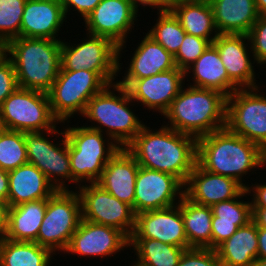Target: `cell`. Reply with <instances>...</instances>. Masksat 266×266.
<instances>
[{
    "label": "cell",
    "mask_w": 266,
    "mask_h": 266,
    "mask_svg": "<svg viewBox=\"0 0 266 266\" xmlns=\"http://www.w3.org/2000/svg\"><path fill=\"white\" fill-rule=\"evenodd\" d=\"M139 166L164 172L186 183L197 159V139L166 125L152 130L144 125L125 147Z\"/></svg>",
    "instance_id": "obj_1"
},
{
    "label": "cell",
    "mask_w": 266,
    "mask_h": 266,
    "mask_svg": "<svg viewBox=\"0 0 266 266\" xmlns=\"http://www.w3.org/2000/svg\"><path fill=\"white\" fill-rule=\"evenodd\" d=\"M196 163L210 173L236 180L247 189L249 184L245 185L242 177L256 167H264L266 152L225 127L197 139Z\"/></svg>",
    "instance_id": "obj_2"
},
{
    "label": "cell",
    "mask_w": 266,
    "mask_h": 266,
    "mask_svg": "<svg viewBox=\"0 0 266 266\" xmlns=\"http://www.w3.org/2000/svg\"><path fill=\"white\" fill-rule=\"evenodd\" d=\"M184 87L163 114L165 125L196 139L225 128L227 97L212 89Z\"/></svg>",
    "instance_id": "obj_3"
},
{
    "label": "cell",
    "mask_w": 266,
    "mask_h": 266,
    "mask_svg": "<svg viewBox=\"0 0 266 266\" xmlns=\"http://www.w3.org/2000/svg\"><path fill=\"white\" fill-rule=\"evenodd\" d=\"M61 42L17 37L5 44V55L12 61L20 88L45 93L50 90L61 67Z\"/></svg>",
    "instance_id": "obj_4"
},
{
    "label": "cell",
    "mask_w": 266,
    "mask_h": 266,
    "mask_svg": "<svg viewBox=\"0 0 266 266\" xmlns=\"http://www.w3.org/2000/svg\"><path fill=\"white\" fill-rule=\"evenodd\" d=\"M132 103L135 102L125 87L117 82L107 85L88 101L82 116L92 125L86 127L105 132L114 143L125 148L145 125L130 109Z\"/></svg>",
    "instance_id": "obj_5"
},
{
    "label": "cell",
    "mask_w": 266,
    "mask_h": 266,
    "mask_svg": "<svg viewBox=\"0 0 266 266\" xmlns=\"http://www.w3.org/2000/svg\"><path fill=\"white\" fill-rule=\"evenodd\" d=\"M64 132L68 142L72 184L76 183L78 188L82 182L96 183L110 158L119 150V145L105 133L86 125L69 126Z\"/></svg>",
    "instance_id": "obj_6"
},
{
    "label": "cell",
    "mask_w": 266,
    "mask_h": 266,
    "mask_svg": "<svg viewBox=\"0 0 266 266\" xmlns=\"http://www.w3.org/2000/svg\"><path fill=\"white\" fill-rule=\"evenodd\" d=\"M108 84L94 71L59 70L58 77L47 92L52 115L60 122L85 112L88 101Z\"/></svg>",
    "instance_id": "obj_7"
},
{
    "label": "cell",
    "mask_w": 266,
    "mask_h": 266,
    "mask_svg": "<svg viewBox=\"0 0 266 266\" xmlns=\"http://www.w3.org/2000/svg\"><path fill=\"white\" fill-rule=\"evenodd\" d=\"M57 190L48 198L45 217L37 240L40 246L64 252L82 219L81 200L78 192Z\"/></svg>",
    "instance_id": "obj_8"
},
{
    "label": "cell",
    "mask_w": 266,
    "mask_h": 266,
    "mask_svg": "<svg viewBox=\"0 0 266 266\" xmlns=\"http://www.w3.org/2000/svg\"><path fill=\"white\" fill-rule=\"evenodd\" d=\"M3 129L19 132L52 130L60 122L52 115L47 93L18 87L0 106Z\"/></svg>",
    "instance_id": "obj_9"
},
{
    "label": "cell",
    "mask_w": 266,
    "mask_h": 266,
    "mask_svg": "<svg viewBox=\"0 0 266 266\" xmlns=\"http://www.w3.org/2000/svg\"><path fill=\"white\" fill-rule=\"evenodd\" d=\"M78 44L62 40L60 70L96 72L108 85L118 77V46L105 37L86 34Z\"/></svg>",
    "instance_id": "obj_10"
},
{
    "label": "cell",
    "mask_w": 266,
    "mask_h": 266,
    "mask_svg": "<svg viewBox=\"0 0 266 266\" xmlns=\"http://www.w3.org/2000/svg\"><path fill=\"white\" fill-rule=\"evenodd\" d=\"M225 127L266 152V96L260 87L237 89L227 97Z\"/></svg>",
    "instance_id": "obj_11"
},
{
    "label": "cell",
    "mask_w": 266,
    "mask_h": 266,
    "mask_svg": "<svg viewBox=\"0 0 266 266\" xmlns=\"http://www.w3.org/2000/svg\"><path fill=\"white\" fill-rule=\"evenodd\" d=\"M56 127L48 131L24 132L28 163L35 165L56 190H69L66 180L72 183V172L67 137L64 130ZM47 134H61L62 139L56 144Z\"/></svg>",
    "instance_id": "obj_12"
},
{
    "label": "cell",
    "mask_w": 266,
    "mask_h": 266,
    "mask_svg": "<svg viewBox=\"0 0 266 266\" xmlns=\"http://www.w3.org/2000/svg\"><path fill=\"white\" fill-rule=\"evenodd\" d=\"M77 192L81 200L82 219L115 227L131 237L136 219L132 206L118 200L97 183L79 186Z\"/></svg>",
    "instance_id": "obj_13"
},
{
    "label": "cell",
    "mask_w": 266,
    "mask_h": 266,
    "mask_svg": "<svg viewBox=\"0 0 266 266\" xmlns=\"http://www.w3.org/2000/svg\"><path fill=\"white\" fill-rule=\"evenodd\" d=\"M137 17L138 11L127 0H101L84 20L88 35L108 38L118 46V73L123 68L121 51Z\"/></svg>",
    "instance_id": "obj_14"
},
{
    "label": "cell",
    "mask_w": 266,
    "mask_h": 266,
    "mask_svg": "<svg viewBox=\"0 0 266 266\" xmlns=\"http://www.w3.org/2000/svg\"><path fill=\"white\" fill-rule=\"evenodd\" d=\"M183 195L184 184L174 175L139 166L135 181V214L174 206L180 203Z\"/></svg>",
    "instance_id": "obj_15"
},
{
    "label": "cell",
    "mask_w": 266,
    "mask_h": 266,
    "mask_svg": "<svg viewBox=\"0 0 266 266\" xmlns=\"http://www.w3.org/2000/svg\"><path fill=\"white\" fill-rule=\"evenodd\" d=\"M129 248V238L119 229L81 219L64 254L90 257H113Z\"/></svg>",
    "instance_id": "obj_16"
},
{
    "label": "cell",
    "mask_w": 266,
    "mask_h": 266,
    "mask_svg": "<svg viewBox=\"0 0 266 266\" xmlns=\"http://www.w3.org/2000/svg\"><path fill=\"white\" fill-rule=\"evenodd\" d=\"M186 78L185 71L176 67L157 75L136 79L126 89L134 102L141 103L149 111H158L162 116L185 85Z\"/></svg>",
    "instance_id": "obj_17"
},
{
    "label": "cell",
    "mask_w": 266,
    "mask_h": 266,
    "mask_svg": "<svg viewBox=\"0 0 266 266\" xmlns=\"http://www.w3.org/2000/svg\"><path fill=\"white\" fill-rule=\"evenodd\" d=\"M130 238L156 239L166 244L189 249L180 203L174 206L136 214Z\"/></svg>",
    "instance_id": "obj_18"
},
{
    "label": "cell",
    "mask_w": 266,
    "mask_h": 266,
    "mask_svg": "<svg viewBox=\"0 0 266 266\" xmlns=\"http://www.w3.org/2000/svg\"><path fill=\"white\" fill-rule=\"evenodd\" d=\"M212 44L219 52L228 77L240 89L260 86L256 84L255 66H252L256 62L250 60L249 56L252 51H249L251 46L248 35L219 34Z\"/></svg>",
    "instance_id": "obj_19"
},
{
    "label": "cell",
    "mask_w": 266,
    "mask_h": 266,
    "mask_svg": "<svg viewBox=\"0 0 266 266\" xmlns=\"http://www.w3.org/2000/svg\"><path fill=\"white\" fill-rule=\"evenodd\" d=\"M244 189L236 180L210 173L196 163L184 184V195L197 204L212 206L236 198Z\"/></svg>",
    "instance_id": "obj_20"
},
{
    "label": "cell",
    "mask_w": 266,
    "mask_h": 266,
    "mask_svg": "<svg viewBox=\"0 0 266 266\" xmlns=\"http://www.w3.org/2000/svg\"><path fill=\"white\" fill-rule=\"evenodd\" d=\"M65 20L60 0H26L20 37L62 40L57 33Z\"/></svg>",
    "instance_id": "obj_21"
},
{
    "label": "cell",
    "mask_w": 266,
    "mask_h": 266,
    "mask_svg": "<svg viewBox=\"0 0 266 266\" xmlns=\"http://www.w3.org/2000/svg\"><path fill=\"white\" fill-rule=\"evenodd\" d=\"M139 164L123 147L110 158L96 182L120 201L132 206L134 211L135 181Z\"/></svg>",
    "instance_id": "obj_22"
},
{
    "label": "cell",
    "mask_w": 266,
    "mask_h": 266,
    "mask_svg": "<svg viewBox=\"0 0 266 266\" xmlns=\"http://www.w3.org/2000/svg\"><path fill=\"white\" fill-rule=\"evenodd\" d=\"M132 53L131 61L117 83L127 88L134 80L147 78L176 68L174 56L147 33Z\"/></svg>",
    "instance_id": "obj_23"
},
{
    "label": "cell",
    "mask_w": 266,
    "mask_h": 266,
    "mask_svg": "<svg viewBox=\"0 0 266 266\" xmlns=\"http://www.w3.org/2000/svg\"><path fill=\"white\" fill-rule=\"evenodd\" d=\"M8 175V207L48 199L57 191L47 177L35 165L30 163L9 171Z\"/></svg>",
    "instance_id": "obj_24"
},
{
    "label": "cell",
    "mask_w": 266,
    "mask_h": 266,
    "mask_svg": "<svg viewBox=\"0 0 266 266\" xmlns=\"http://www.w3.org/2000/svg\"><path fill=\"white\" fill-rule=\"evenodd\" d=\"M192 73L194 87L212 89L229 97L240 89L229 77L217 48L211 43L203 54L185 70V76Z\"/></svg>",
    "instance_id": "obj_25"
},
{
    "label": "cell",
    "mask_w": 266,
    "mask_h": 266,
    "mask_svg": "<svg viewBox=\"0 0 266 266\" xmlns=\"http://www.w3.org/2000/svg\"><path fill=\"white\" fill-rule=\"evenodd\" d=\"M210 5L219 34L247 35L259 17L255 0H214Z\"/></svg>",
    "instance_id": "obj_26"
},
{
    "label": "cell",
    "mask_w": 266,
    "mask_h": 266,
    "mask_svg": "<svg viewBox=\"0 0 266 266\" xmlns=\"http://www.w3.org/2000/svg\"><path fill=\"white\" fill-rule=\"evenodd\" d=\"M48 199H40L8 207L4 238L13 241L35 242L45 217Z\"/></svg>",
    "instance_id": "obj_27"
},
{
    "label": "cell",
    "mask_w": 266,
    "mask_h": 266,
    "mask_svg": "<svg viewBox=\"0 0 266 266\" xmlns=\"http://www.w3.org/2000/svg\"><path fill=\"white\" fill-rule=\"evenodd\" d=\"M224 266H255L258 259L257 225L251 220L216 249Z\"/></svg>",
    "instance_id": "obj_28"
},
{
    "label": "cell",
    "mask_w": 266,
    "mask_h": 266,
    "mask_svg": "<svg viewBox=\"0 0 266 266\" xmlns=\"http://www.w3.org/2000/svg\"><path fill=\"white\" fill-rule=\"evenodd\" d=\"M181 214L189 248L212 249L211 206L197 204L183 195Z\"/></svg>",
    "instance_id": "obj_29"
},
{
    "label": "cell",
    "mask_w": 266,
    "mask_h": 266,
    "mask_svg": "<svg viewBox=\"0 0 266 266\" xmlns=\"http://www.w3.org/2000/svg\"><path fill=\"white\" fill-rule=\"evenodd\" d=\"M170 10L178 18L186 34L208 39L211 43L219 35L211 5L172 2Z\"/></svg>",
    "instance_id": "obj_30"
},
{
    "label": "cell",
    "mask_w": 266,
    "mask_h": 266,
    "mask_svg": "<svg viewBox=\"0 0 266 266\" xmlns=\"http://www.w3.org/2000/svg\"><path fill=\"white\" fill-rule=\"evenodd\" d=\"M53 254L36 242L0 238V266H49Z\"/></svg>",
    "instance_id": "obj_31"
},
{
    "label": "cell",
    "mask_w": 266,
    "mask_h": 266,
    "mask_svg": "<svg viewBox=\"0 0 266 266\" xmlns=\"http://www.w3.org/2000/svg\"><path fill=\"white\" fill-rule=\"evenodd\" d=\"M129 247L134 249L136 260L131 266H178L186 250L156 239L129 238Z\"/></svg>",
    "instance_id": "obj_32"
},
{
    "label": "cell",
    "mask_w": 266,
    "mask_h": 266,
    "mask_svg": "<svg viewBox=\"0 0 266 266\" xmlns=\"http://www.w3.org/2000/svg\"><path fill=\"white\" fill-rule=\"evenodd\" d=\"M157 14L159 15L158 19L147 34L174 56L184 40L186 32L171 10Z\"/></svg>",
    "instance_id": "obj_33"
},
{
    "label": "cell",
    "mask_w": 266,
    "mask_h": 266,
    "mask_svg": "<svg viewBox=\"0 0 266 266\" xmlns=\"http://www.w3.org/2000/svg\"><path fill=\"white\" fill-rule=\"evenodd\" d=\"M27 163L24 132L3 129L0 132V168L9 172Z\"/></svg>",
    "instance_id": "obj_34"
},
{
    "label": "cell",
    "mask_w": 266,
    "mask_h": 266,
    "mask_svg": "<svg viewBox=\"0 0 266 266\" xmlns=\"http://www.w3.org/2000/svg\"><path fill=\"white\" fill-rule=\"evenodd\" d=\"M246 195L250 194L247 189H244L236 198L213 204L212 221L234 222L238 227L245 226L252 220L251 201L241 200Z\"/></svg>",
    "instance_id": "obj_35"
},
{
    "label": "cell",
    "mask_w": 266,
    "mask_h": 266,
    "mask_svg": "<svg viewBox=\"0 0 266 266\" xmlns=\"http://www.w3.org/2000/svg\"><path fill=\"white\" fill-rule=\"evenodd\" d=\"M26 0H0V41L20 37V27Z\"/></svg>",
    "instance_id": "obj_36"
},
{
    "label": "cell",
    "mask_w": 266,
    "mask_h": 266,
    "mask_svg": "<svg viewBox=\"0 0 266 266\" xmlns=\"http://www.w3.org/2000/svg\"><path fill=\"white\" fill-rule=\"evenodd\" d=\"M211 44L208 39L185 34L177 53L174 55L176 67L185 71Z\"/></svg>",
    "instance_id": "obj_37"
},
{
    "label": "cell",
    "mask_w": 266,
    "mask_h": 266,
    "mask_svg": "<svg viewBox=\"0 0 266 266\" xmlns=\"http://www.w3.org/2000/svg\"><path fill=\"white\" fill-rule=\"evenodd\" d=\"M247 35L252 51L251 58L260 66L266 64V15H259Z\"/></svg>",
    "instance_id": "obj_38"
},
{
    "label": "cell",
    "mask_w": 266,
    "mask_h": 266,
    "mask_svg": "<svg viewBox=\"0 0 266 266\" xmlns=\"http://www.w3.org/2000/svg\"><path fill=\"white\" fill-rule=\"evenodd\" d=\"M178 266H224L217 255L216 250L209 248L186 249Z\"/></svg>",
    "instance_id": "obj_39"
},
{
    "label": "cell",
    "mask_w": 266,
    "mask_h": 266,
    "mask_svg": "<svg viewBox=\"0 0 266 266\" xmlns=\"http://www.w3.org/2000/svg\"><path fill=\"white\" fill-rule=\"evenodd\" d=\"M18 87L15 68L12 61L4 54L0 57V106Z\"/></svg>",
    "instance_id": "obj_40"
},
{
    "label": "cell",
    "mask_w": 266,
    "mask_h": 266,
    "mask_svg": "<svg viewBox=\"0 0 266 266\" xmlns=\"http://www.w3.org/2000/svg\"><path fill=\"white\" fill-rule=\"evenodd\" d=\"M238 226L234 222L212 221V249H216L225 240L231 237Z\"/></svg>",
    "instance_id": "obj_41"
},
{
    "label": "cell",
    "mask_w": 266,
    "mask_h": 266,
    "mask_svg": "<svg viewBox=\"0 0 266 266\" xmlns=\"http://www.w3.org/2000/svg\"><path fill=\"white\" fill-rule=\"evenodd\" d=\"M101 0H60L66 19L68 18L69 11H78V14L85 18L95 9ZM70 9V10H69ZM68 13V14H67Z\"/></svg>",
    "instance_id": "obj_42"
},
{
    "label": "cell",
    "mask_w": 266,
    "mask_h": 266,
    "mask_svg": "<svg viewBox=\"0 0 266 266\" xmlns=\"http://www.w3.org/2000/svg\"><path fill=\"white\" fill-rule=\"evenodd\" d=\"M249 194H252V208H266V183H255L247 188ZM253 192V193H252Z\"/></svg>",
    "instance_id": "obj_43"
},
{
    "label": "cell",
    "mask_w": 266,
    "mask_h": 266,
    "mask_svg": "<svg viewBox=\"0 0 266 266\" xmlns=\"http://www.w3.org/2000/svg\"><path fill=\"white\" fill-rule=\"evenodd\" d=\"M132 6L139 11L138 7L141 5L144 8L149 6L155 9L157 8L158 12L170 10L172 0H127Z\"/></svg>",
    "instance_id": "obj_44"
},
{
    "label": "cell",
    "mask_w": 266,
    "mask_h": 266,
    "mask_svg": "<svg viewBox=\"0 0 266 266\" xmlns=\"http://www.w3.org/2000/svg\"><path fill=\"white\" fill-rule=\"evenodd\" d=\"M9 175L8 171L0 168V199L8 204Z\"/></svg>",
    "instance_id": "obj_45"
},
{
    "label": "cell",
    "mask_w": 266,
    "mask_h": 266,
    "mask_svg": "<svg viewBox=\"0 0 266 266\" xmlns=\"http://www.w3.org/2000/svg\"><path fill=\"white\" fill-rule=\"evenodd\" d=\"M258 258L266 259V228L257 227Z\"/></svg>",
    "instance_id": "obj_46"
},
{
    "label": "cell",
    "mask_w": 266,
    "mask_h": 266,
    "mask_svg": "<svg viewBox=\"0 0 266 266\" xmlns=\"http://www.w3.org/2000/svg\"><path fill=\"white\" fill-rule=\"evenodd\" d=\"M8 204L0 199V238L4 237L7 228Z\"/></svg>",
    "instance_id": "obj_47"
},
{
    "label": "cell",
    "mask_w": 266,
    "mask_h": 266,
    "mask_svg": "<svg viewBox=\"0 0 266 266\" xmlns=\"http://www.w3.org/2000/svg\"><path fill=\"white\" fill-rule=\"evenodd\" d=\"M252 220L257 227L266 228V208H252Z\"/></svg>",
    "instance_id": "obj_48"
},
{
    "label": "cell",
    "mask_w": 266,
    "mask_h": 266,
    "mask_svg": "<svg viewBox=\"0 0 266 266\" xmlns=\"http://www.w3.org/2000/svg\"><path fill=\"white\" fill-rule=\"evenodd\" d=\"M255 4L259 15H266V0H255Z\"/></svg>",
    "instance_id": "obj_49"
},
{
    "label": "cell",
    "mask_w": 266,
    "mask_h": 266,
    "mask_svg": "<svg viewBox=\"0 0 266 266\" xmlns=\"http://www.w3.org/2000/svg\"><path fill=\"white\" fill-rule=\"evenodd\" d=\"M214 0H172V2L211 4Z\"/></svg>",
    "instance_id": "obj_50"
},
{
    "label": "cell",
    "mask_w": 266,
    "mask_h": 266,
    "mask_svg": "<svg viewBox=\"0 0 266 266\" xmlns=\"http://www.w3.org/2000/svg\"><path fill=\"white\" fill-rule=\"evenodd\" d=\"M255 266H266V259L258 258L255 261Z\"/></svg>",
    "instance_id": "obj_51"
},
{
    "label": "cell",
    "mask_w": 266,
    "mask_h": 266,
    "mask_svg": "<svg viewBox=\"0 0 266 266\" xmlns=\"http://www.w3.org/2000/svg\"><path fill=\"white\" fill-rule=\"evenodd\" d=\"M5 54V45L0 41V57Z\"/></svg>",
    "instance_id": "obj_52"
},
{
    "label": "cell",
    "mask_w": 266,
    "mask_h": 266,
    "mask_svg": "<svg viewBox=\"0 0 266 266\" xmlns=\"http://www.w3.org/2000/svg\"><path fill=\"white\" fill-rule=\"evenodd\" d=\"M3 130L2 124H1V119H0V132Z\"/></svg>",
    "instance_id": "obj_53"
}]
</instances>
